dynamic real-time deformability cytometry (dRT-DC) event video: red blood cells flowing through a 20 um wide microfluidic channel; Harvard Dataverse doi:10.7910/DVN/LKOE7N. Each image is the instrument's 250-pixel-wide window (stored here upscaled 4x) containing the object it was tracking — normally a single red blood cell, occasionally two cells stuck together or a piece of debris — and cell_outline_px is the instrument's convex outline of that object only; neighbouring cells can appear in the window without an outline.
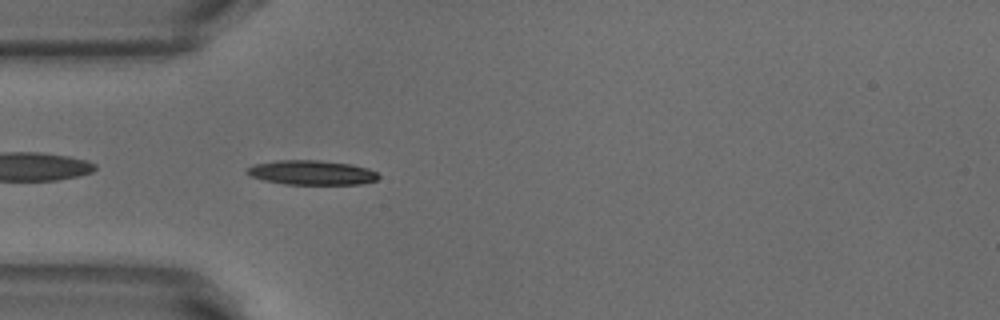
{"species": "common noctule bat (a hibernating species)", "species_latin": "Nyctalus noctula", "temperature_condition": "warm", "stored_images_in_passage": 37, "camera_frame_rate_fps": 3000, "um_per_image_px": 0.085, "animal": {"sex": "male", "body_mass_g": 18.8}, "frame": {"image": 1, "passage_image": 1, "time_ms": 0.0, "image_size_px": [1000, 320], "cell_outline_px": [[380, 176], [376, 180], [360, 184], [284, 184], [264, 180], [252, 176], [244, 172], [248, 168], [256, 164], [276, 160], [320, 160], [352, 164], [368, 168], [376, 172]], "centroid_in_image_um": [26.51, 14.66], "position_along_channel_um": 58.5, "area_um2": 18.73}, "authors_computed_cell_mechanics": {"area_um2": 18.0336, "velocity_mm_per_s": 3.8612, "shape_relaxation_time_tau1_ms": 5.0373, "shape_relaxation_time_tau2_ms": null, "deformation_change_tau1": 0.15, "deformation_change_tau2": null}}